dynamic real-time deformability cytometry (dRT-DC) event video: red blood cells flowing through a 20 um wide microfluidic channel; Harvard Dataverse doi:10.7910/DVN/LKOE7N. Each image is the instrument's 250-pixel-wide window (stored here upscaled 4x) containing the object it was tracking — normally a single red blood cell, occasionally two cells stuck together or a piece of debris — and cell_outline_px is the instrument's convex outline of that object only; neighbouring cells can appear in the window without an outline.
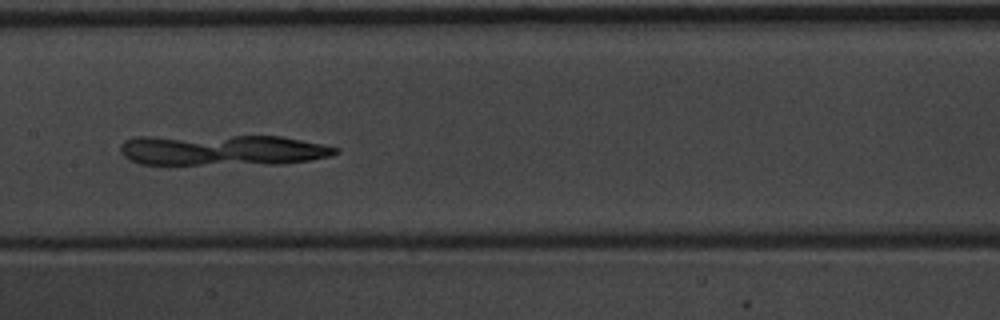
{"species": "common noctule bat (a hibernating species)", "species_latin": "Nyctalus noctula", "temperature_condition": "warm", "stored_images_in_passage": 38, "camera_frame_rate_fps": 3000, "um_per_image_px": 0.085, "animal": {"sex": "male", "body_mass_g": 20.1, "forearm_length_mm": 53.5}, "frame": {"image": 1, "passage_image": 12, "time_ms": 3.667, "image_size_px": [1000, 320], "cell_outline_px": [[340, 152], [332, 156], [284, 164], [140, 164], [124, 156], [120, 152], [120, 144], [124, 140], [136, 136], [280, 136], [324, 144], [340, 148]], "centroid_in_image_um": [18.93, 12.75], "position_along_channel_um": 188.5, "area_um2": 39.02}}